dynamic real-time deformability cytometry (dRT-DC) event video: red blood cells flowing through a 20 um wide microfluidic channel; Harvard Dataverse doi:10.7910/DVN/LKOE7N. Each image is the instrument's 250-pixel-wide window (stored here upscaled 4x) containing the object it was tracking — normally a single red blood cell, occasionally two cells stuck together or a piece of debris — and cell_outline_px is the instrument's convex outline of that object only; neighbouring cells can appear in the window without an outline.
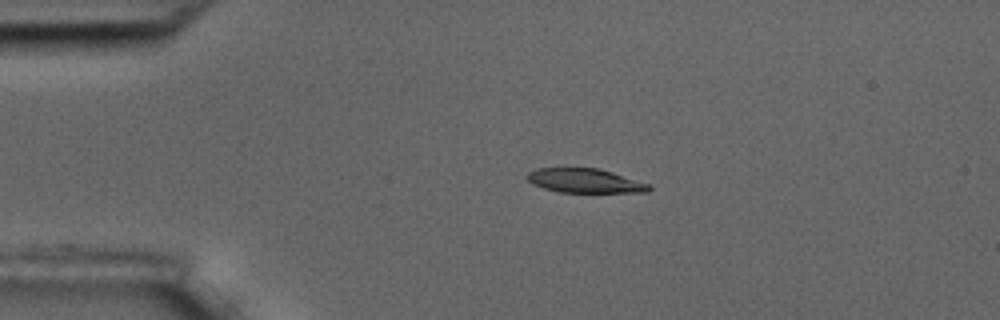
{"species": "common noctule bat (a hibernating species)", "species_latin": "Nyctalus noctula", "temperature_condition": "room temperature", "stored_images_in_passage": 7, "camera_frame_rate_fps": 3000, "um_per_image_px": 0.085, "animal": {"sex": "male", "body_mass_g": 17.5, "forearm_length_mm": 52.3}, "frame": {"image": 1, "passage_image": 1, "time_ms": 0.0, "image_size_px": [1000, 320], "cell_outline_px": [[652, 188], [648, 192], [560, 192], [544, 188], [532, 184], [524, 176], [528, 172], [536, 168], [600, 168], [652, 184]], "centroid_in_image_um": [49.74, 15.35], "position_along_channel_um": 35.3, "area_um2": 17.4}}